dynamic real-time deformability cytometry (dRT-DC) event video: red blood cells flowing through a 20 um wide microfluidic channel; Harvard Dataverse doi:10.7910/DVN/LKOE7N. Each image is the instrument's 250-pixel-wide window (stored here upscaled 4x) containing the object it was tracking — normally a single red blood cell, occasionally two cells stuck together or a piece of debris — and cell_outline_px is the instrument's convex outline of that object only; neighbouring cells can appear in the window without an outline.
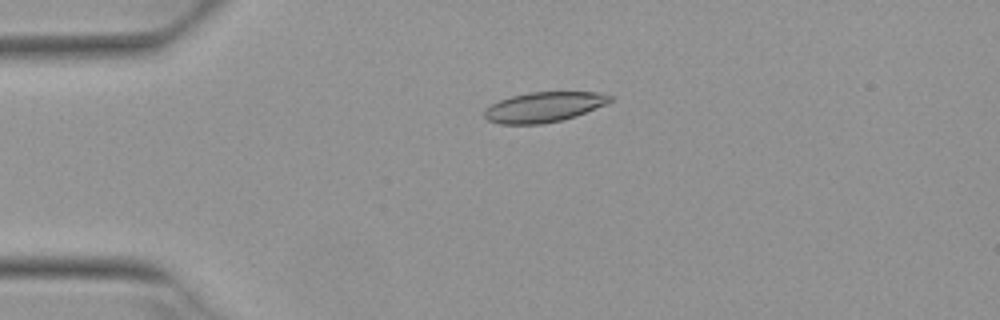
{"species": "Egyptian fruit bat (a non-hibernating species)", "species_latin": "Rousettus aegyptiacus", "temperature_condition": "warm", "stored_images_in_passage": 2, "camera_frame_rate_fps": 3000, "um_per_image_px": 0.085, "animal": {"sex": "female"}, "frame": {"image": 1, "passage_image": 2, "time_ms": 0.333, "image_size_px": [1000, 320], "cell_outline_px": [[612, 100], [608, 104], [576, 116], [560, 120], [540, 124], [500, 124], [488, 120], [484, 116], [484, 108], [500, 100], [512, 96], [528, 92], [600, 92], [612, 96]], "centroid_in_image_um": [46.25, 9.09], "position_along_channel_um": 38.8, "area_um2": 22.08}}